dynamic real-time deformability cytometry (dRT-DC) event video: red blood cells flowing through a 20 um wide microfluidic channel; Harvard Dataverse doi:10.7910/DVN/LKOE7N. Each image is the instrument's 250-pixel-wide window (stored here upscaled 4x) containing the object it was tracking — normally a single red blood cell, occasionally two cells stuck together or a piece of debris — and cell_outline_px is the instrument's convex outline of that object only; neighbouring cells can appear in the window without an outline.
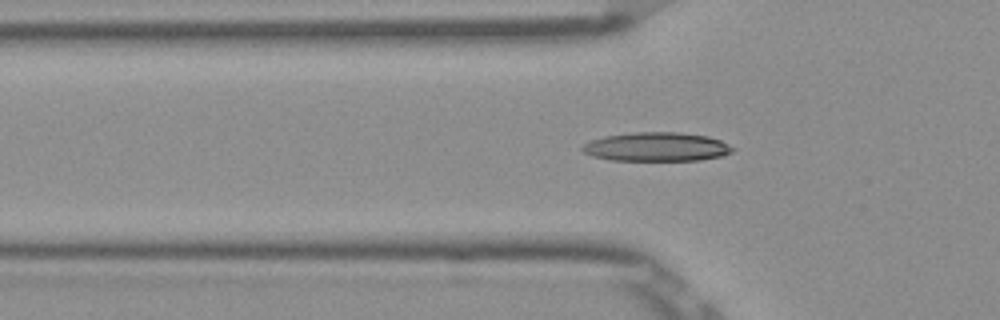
{"species": "Egyptian fruit bat (a non-hibernating species)", "species_latin": "Rousettus aegyptiacus", "temperature_condition": "room temperature", "stored_images_in_passage": 49, "camera_frame_rate_fps": 3000, "um_per_image_px": 0.085, "frame": {"image": 1, "passage_image": 17, "time_ms": 5.333, "image_size_px": [1000, 320], "cell_outline_px": [[736, 148], [732, 152], [724, 156], [700, 160], [612, 160], [592, 156], [584, 152], [580, 148], [584, 144], [592, 140], [604, 136], [632, 132], [680, 132], [708, 136], [720, 140]], "centroid_in_image_um": [55.84, 12.48], "position_along_channel_um": 70.0, "area_um2": 25.43}}
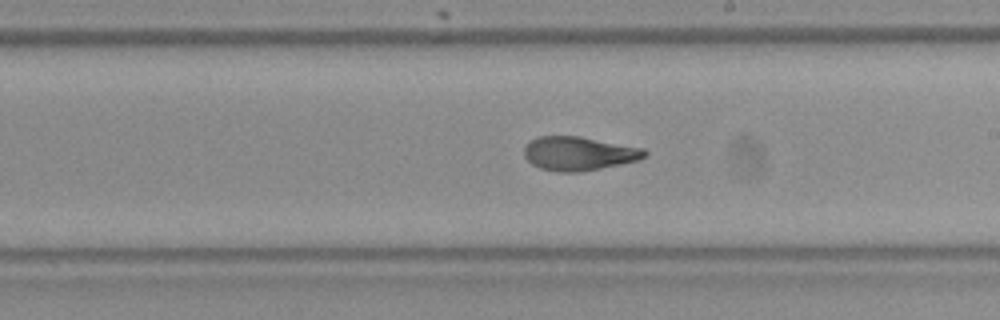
{"frame": {"image": 2, "passage_image": 30, "time_ms": 9.667, "image_size_px": [1000, 320], "cell_outline_px": [[648, 156], [640, 160], [580, 172], [556, 172], [540, 168], [532, 164], [524, 156], [524, 148], [536, 136], [580, 136], [644, 148], [648, 152]], "centroid_in_image_um": [49.23, 13.05], "position_along_channel_um": 239.8, "area_um2": 23.87}}
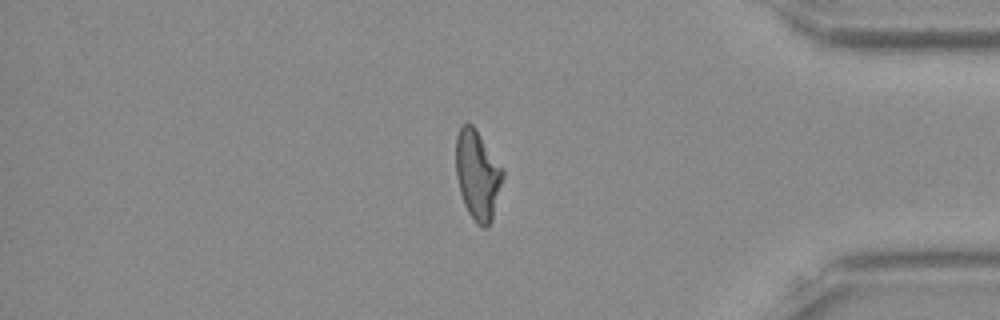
{"frame": {"image": 3, "passage_image": 44, "time_ms": 14.333, "image_size_px": [1000, 320], "cell_outline_px": [[504, 176], [492, 220], [484, 228], [476, 224], [468, 212], [464, 204], [460, 192], [456, 176], [456, 136], [460, 128], [464, 124], [472, 124], [504, 168]], "centroid_in_image_um": [40.6, 14.88], "position_along_channel_um": 394.6, "area_um2": 24.45}, "authors_computed_cell_mechanics": {"area_um2": 24.1604, "velocity_mm_per_s": 3.8944, "shape_relaxation_time_tau1_ms": null, "shape_relaxation_time_tau2_ms": 1.6722, "deformation_change_tau1": null, "deformation_change_tau2": 0.0867}}